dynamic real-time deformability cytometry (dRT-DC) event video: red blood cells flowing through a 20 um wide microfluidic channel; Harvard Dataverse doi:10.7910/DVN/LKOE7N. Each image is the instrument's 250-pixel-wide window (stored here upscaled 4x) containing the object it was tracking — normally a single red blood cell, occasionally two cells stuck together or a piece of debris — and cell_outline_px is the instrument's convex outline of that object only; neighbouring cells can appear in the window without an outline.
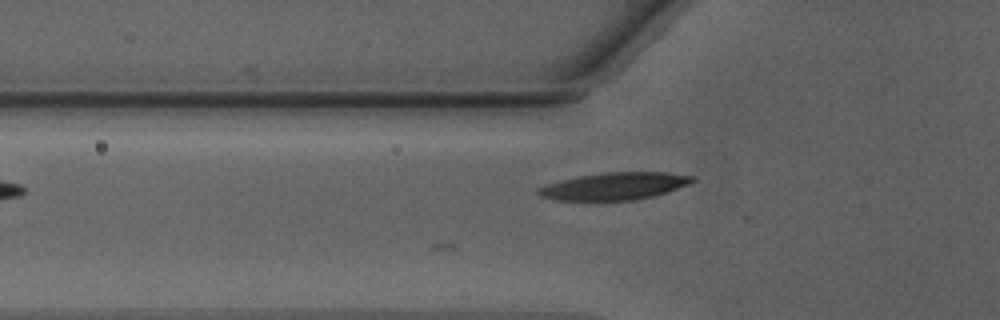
{"species": "Egyptian fruit bat (a non-hibernating species)", "species_latin": "Rousettus aegyptiacus", "temperature_condition": "warm", "stored_images_in_passage": 2, "camera_frame_rate_fps": 3000, "um_per_image_px": 0.085, "animal": {"sex": "male"}, "frame": {"image": 1, "passage_image": 2, "time_ms": 0.333, "image_size_px": [1000, 320], "cell_outline_px": [[696, 180], [688, 184], [652, 196], [636, 200], [556, 200], [540, 196], [536, 192], [536, 188], [544, 184], [576, 176], [604, 172], [668, 172], [692, 176]], "centroid_in_image_um": [52.15, 15.81], "position_along_channel_um": 73.7, "area_um2": 24.51}}